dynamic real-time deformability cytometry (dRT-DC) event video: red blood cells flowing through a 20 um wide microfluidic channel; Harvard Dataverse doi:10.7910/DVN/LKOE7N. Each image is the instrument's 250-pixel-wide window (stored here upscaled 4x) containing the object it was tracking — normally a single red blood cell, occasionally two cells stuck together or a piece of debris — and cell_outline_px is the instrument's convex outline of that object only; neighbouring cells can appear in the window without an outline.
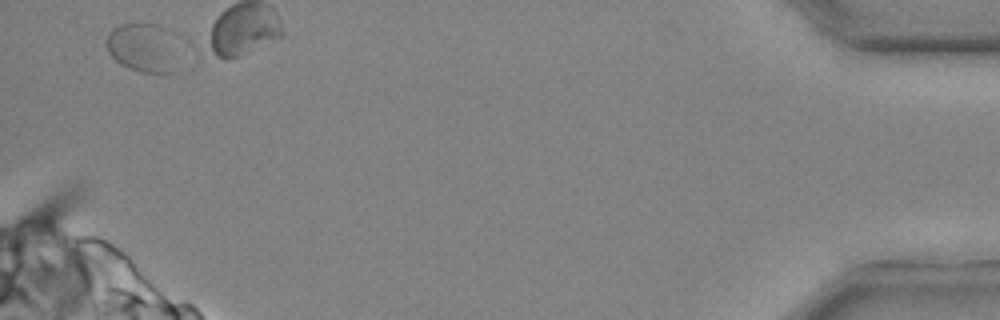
{"species": "common noctule bat (a hibernating species)", "species_latin": "Nyctalus noctula", "temperature_condition": "cold", "stored_images_in_passage": 26, "camera_frame_rate_fps": 3000, "um_per_image_px": 0.085, "animal": {"sex": "male", "body_mass_g": 20.4}, "frame": {"image": 1, "passage_image": 25, "time_ms": 8.0, "image_size_px": [1000, 320], "cell_outline_px": [[180, 72], [140, 72], [128, 68], [120, 64], [108, 52], [104, 44], [108, 32], [112, 28], [120, 24], [152, 24]], "centroid_in_image_um": [11.85, 4.14], "position_along_channel_um": 423.3, "area_um2": 18.38}}